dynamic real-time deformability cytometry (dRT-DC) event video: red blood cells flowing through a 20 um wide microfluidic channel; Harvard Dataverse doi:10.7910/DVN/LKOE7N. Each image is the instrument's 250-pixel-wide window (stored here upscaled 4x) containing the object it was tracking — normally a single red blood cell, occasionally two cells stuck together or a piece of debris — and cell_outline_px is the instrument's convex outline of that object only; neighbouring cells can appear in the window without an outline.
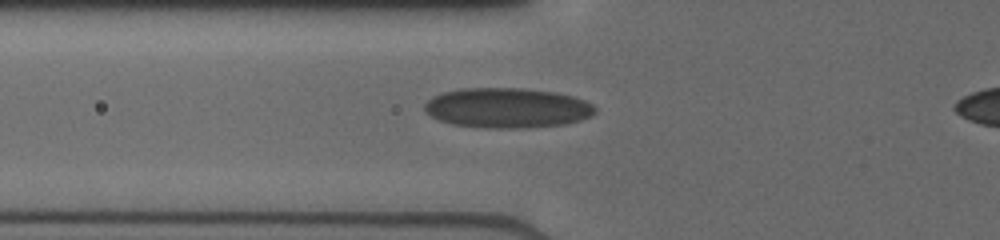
{"species": "human", "species_latin": "Homo sapiens", "temperature_condition": "cold", "stored_images_in_passage": 9, "camera_frame_rate_fps": 3000, "um_per_image_px": 0.085, "donor": {"sex": "male"}, "frame": {"image": 1, "passage_image": 6, "time_ms": 4.0, "image_size_px": [1000, 240], "cell_outline_px": [[596, 112], [592, 116], [580, 120], [564, 124], [524, 128], [484, 128], [452, 124], [440, 120], [424, 112], [424, 104], [428, 100], [444, 92], [460, 88], [524, 88], [556, 92], [572, 96], [584, 100], [592, 104], [596, 108]], "centroid_in_image_um": [43.13, 9.17], "position_along_channel_um": 82.7, "area_um2": 39.88}}
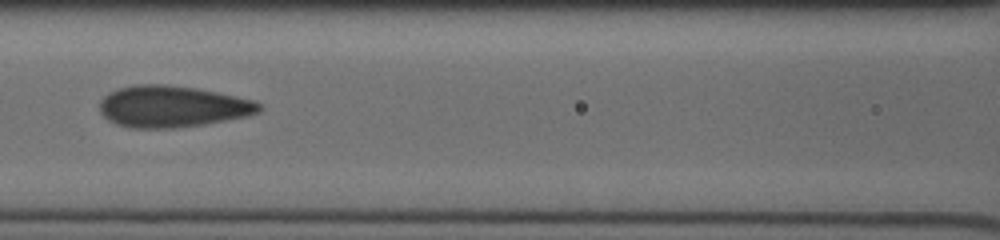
{"frame": {"image": 2, "passage_image": 8, "time_ms": 5.667, "image_size_px": [1000, 240], "cell_outline_px": [[264, 108], [260, 112], [248, 116], [204, 124], [176, 128], [128, 128], [116, 124], [108, 120], [100, 112], [100, 100], [108, 92], [132, 84], [168, 84], [196, 88], [256, 100], [264, 104]], "centroid_in_image_um": [14.67, 9.05], "position_along_channel_um": 151.9, "area_um2": 39.07}}